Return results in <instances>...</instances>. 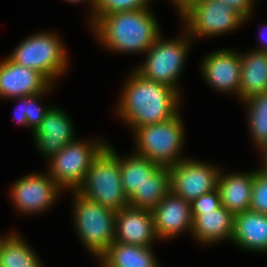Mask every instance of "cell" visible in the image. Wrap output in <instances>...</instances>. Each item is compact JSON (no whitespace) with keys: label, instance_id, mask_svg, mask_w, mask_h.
Wrapping results in <instances>:
<instances>
[{"label":"cell","instance_id":"cell-32","mask_svg":"<svg viewBox=\"0 0 267 267\" xmlns=\"http://www.w3.org/2000/svg\"><path fill=\"white\" fill-rule=\"evenodd\" d=\"M260 34H261V38L263 39L262 41L265 42V45H263L262 48L261 47H259V49L257 48V50H255V51L267 53V39H264L262 32Z\"/></svg>","mask_w":267,"mask_h":267},{"label":"cell","instance_id":"cell-22","mask_svg":"<svg viewBox=\"0 0 267 267\" xmlns=\"http://www.w3.org/2000/svg\"><path fill=\"white\" fill-rule=\"evenodd\" d=\"M170 191L169 167L159 166L128 199L129 206L152 211Z\"/></svg>","mask_w":267,"mask_h":267},{"label":"cell","instance_id":"cell-4","mask_svg":"<svg viewBox=\"0 0 267 267\" xmlns=\"http://www.w3.org/2000/svg\"><path fill=\"white\" fill-rule=\"evenodd\" d=\"M75 194V227L82 243L98 260L115 241L116 211L92 201L78 191Z\"/></svg>","mask_w":267,"mask_h":267},{"label":"cell","instance_id":"cell-8","mask_svg":"<svg viewBox=\"0 0 267 267\" xmlns=\"http://www.w3.org/2000/svg\"><path fill=\"white\" fill-rule=\"evenodd\" d=\"M163 40L159 36L145 52L146 60L135 69L141 76L154 82L162 83L180 92L176 81L182 72L188 54L190 38Z\"/></svg>","mask_w":267,"mask_h":267},{"label":"cell","instance_id":"cell-28","mask_svg":"<svg viewBox=\"0 0 267 267\" xmlns=\"http://www.w3.org/2000/svg\"><path fill=\"white\" fill-rule=\"evenodd\" d=\"M52 87H49L45 92L38 94H30L22 96L20 99L23 102H26V117L27 124L29 127L32 126L33 132L40 125L45 115L49 111L51 107H41V104L37 103V98L40 99L43 94H45L48 90L50 91Z\"/></svg>","mask_w":267,"mask_h":267},{"label":"cell","instance_id":"cell-6","mask_svg":"<svg viewBox=\"0 0 267 267\" xmlns=\"http://www.w3.org/2000/svg\"><path fill=\"white\" fill-rule=\"evenodd\" d=\"M66 53L57 35L41 32L23 40L8 58L16 64L42 73L52 83L66 71Z\"/></svg>","mask_w":267,"mask_h":267},{"label":"cell","instance_id":"cell-34","mask_svg":"<svg viewBox=\"0 0 267 267\" xmlns=\"http://www.w3.org/2000/svg\"><path fill=\"white\" fill-rule=\"evenodd\" d=\"M192 1H195V0H181V10L184 9Z\"/></svg>","mask_w":267,"mask_h":267},{"label":"cell","instance_id":"cell-2","mask_svg":"<svg viewBox=\"0 0 267 267\" xmlns=\"http://www.w3.org/2000/svg\"><path fill=\"white\" fill-rule=\"evenodd\" d=\"M92 29L101 44L121 53L146 52L161 35L149 8L104 15Z\"/></svg>","mask_w":267,"mask_h":267},{"label":"cell","instance_id":"cell-16","mask_svg":"<svg viewBox=\"0 0 267 267\" xmlns=\"http://www.w3.org/2000/svg\"><path fill=\"white\" fill-rule=\"evenodd\" d=\"M73 130L69 116L59 108L51 107L33 135L41 153L50 160L64 146L75 140Z\"/></svg>","mask_w":267,"mask_h":267},{"label":"cell","instance_id":"cell-12","mask_svg":"<svg viewBox=\"0 0 267 267\" xmlns=\"http://www.w3.org/2000/svg\"><path fill=\"white\" fill-rule=\"evenodd\" d=\"M240 53L226 49L206 55L202 62L204 79L220 92H236L240 97L241 57Z\"/></svg>","mask_w":267,"mask_h":267},{"label":"cell","instance_id":"cell-25","mask_svg":"<svg viewBox=\"0 0 267 267\" xmlns=\"http://www.w3.org/2000/svg\"><path fill=\"white\" fill-rule=\"evenodd\" d=\"M248 106V125L255 144L263 154L267 151V92L244 101Z\"/></svg>","mask_w":267,"mask_h":267},{"label":"cell","instance_id":"cell-21","mask_svg":"<svg viewBox=\"0 0 267 267\" xmlns=\"http://www.w3.org/2000/svg\"><path fill=\"white\" fill-rule=\"evenodd\" d=\"M152 247L113 242L99 259L102 267H160Z\"/></svg>","mask_w":267,"mask_h":267},{"label":"cell","instance_id":"cell-11","mask_svg":"<svg viewBox=\"0 0 267 267\" xmlns=\"http://www.w3.org/2000/svg\"><path fill=\"white\" fill-rule=\"evenodd\" d=\"M62 189L49 174H29L19 178L11 188V198L17 210L40 213L56 201Z\"/></svg>","mask_w":267,"mask_h":267},{"label":"cell","instance_id":"cell-20","mask_svg":"<svg viewBox=\"0 0 267 267\" xmlns=\"http://www.w3.org/2000/svg\"><path fill=\"white\" fill-rule=\"evenodd\" d=\"M240 98L245 101L252 96L267 92V53L253 50L241 54Z\"/></svg>","mask_w":267,"mask_h":267},{"label":"cell","instance_id":"cell-9","mask_svg":"<svg viewBox=\"0 0 267 267\" xmlns=\"http://www.w3.org/2000/svg\"><path fill=\"white\" fill-rule=\"evenodd\" d=\"M179 13L187 25L186 35L199 38L221 35L244 23L241 15L218 0H195Z\"/></svg>","mask_w":267,"mask_h":267},{"label":"cell","instance_id":"cell-3","mask_svg":"<svg viewBox=\"0 0 267 267\" xmlns=\"http://www.w3.org/2000/svg\"><path fill=\"white\" fill-rule=\"evenodd\" d=\"M77 191L115 211L129 205L122 188L120 156L110 145L107 144L95 157L82 186Z\"/></svg>","mask_w":267,"mask_h":267},{"label":"cell","instance_id":"cell-27","mask_svg":"<svg viewBox=\"0 0 267 267\" xmlns=\"http://www.w3.org/2000/svg\"><path fill=\"white\" fill-rule=\"evenodd\" d=\"M250 210L267 214V169L263 166L254 172Z\"/></svg>","mask_w":267,"mask_h":267},{"label":"cell","instance_id":"cell-36","mask_svg":"<svg viewBox=\"0 0 267 267\" xmlns=\"http://www.w3.org/2000/svg\"><path fill=\"white\" fill-rule=\"evenodd\" d=\"M177 9H179L181 11V0H173Z\"/></svg>","mask_w":267,"mask_h":267},{"label":"cell","instance_id":"cell-17","mask_svg":"<svg viewBox=\"0 0 267 267\" xmlns=\"http://www.w3.org/2000/svg\"><path fill=\"white\" fill-rule=\"evenodd\" d=\"M192 235L199 243L212 244L232 240L234 215L224 206L208 211H192Z\"/></svg>","mask_w":267,"mask_h":267},{"label":"cell","instance_id":"cell-31","mask_svg":"<svg viewBox=\"0 0 267 267\" xmlns=\"http://www.w3.org/2000/svg\"><path fill=\"white\" fill-rule=\"evenodd\" d=\"M15 100H19V105L16 106L14 110L15 117L14 119L18 122V124H23L24 126H28L27 117H26V102H23L20 98H15Z\"/></svg>","mask_w":267,"mask_h":267},{"label":"cell","instance_id":"cell-23","mask_svg":"<svg viewBox=\"0 0 267 267\" xmlns=\"http://www.w3.org/2000/svg\"><path fill=\"white\" fill-rule=\"evenodd\" d=\"M25 241L16 234L0 237V267H43Z\"/></svg>","mask_w":267,"mask_h":267},{"label":"cell","instance_id":"cell-35","mask_svg":"<svg viewBox=\"0 0 267 267\" xmlns=\"http://www.w3.org/2000/svg\"><path fill=\"white\" fill-rule=\"evenodd\" d=\"M263 163H264V168L267 169V151H265L263 154Z\"/></svg>","mask_w":267,"mask_h":267},{"label":"cell","instance_id":"cell-33","mask_svg":"<svg viewBox=\"0 0 267 267\" xmlns=\"http://www.w3.org/2000/svg\"><path fill=\"white\" fill-rule=\"evenodd\" d=\"M67 2H73V3H80L83 1H88L89 4H91L90 6L92 7L93 11H94V6H95V0H66Z\"/></svg>","mask_w":267,"mask_h":267},{"label":"cell","instance_id":"cell-19","mask_svg":"<svg viewBox=\"0 0 267 267\" xmlns=\"http://www.w3.org/2000/svg\"><path fill=\"white\" fill-rule=\"evenodd\" d=\"M254 172L218 175L217 188L221 196V205L234 216L249 210L251 203Z\"/></svg>","mask_w":267,"mask_h":267},{"label":"cell","instance_id":"cell-1","mask_svg":"<svg viewBox=\"0 0 267 267\" xmlns=\"http://www.w3.org/2000/svg\"><path fill=\"white\" fill-rule=\"evenodd\" d=\"M122 91L117 114L133 129L165 122L179 113V92L144 78L136 70Z\"/></svg>","mask_w":267,"mask_h":267},{"label":"cell","instance_id":"cell-14","mask_svg":"<svg viewBox=\"0 0 267 267\" xmlns=\"http://www.w3.org/2000/svg\"><path fill=\"white\" fill-rule=\"evenodd\" d=\"M157 238L151 210L126 206L116 211L115 242L151 247Z\"/></svg>","mask_w":267,"mask_h":267},{"label":"cell","instance_id":"cell-26","mask_svg":"<svg viewBox=\"0 0 267 267\" xmlns=\"http://www.w3.org/2000/svg\"><path fill=\"white\" fill-rule=\"evenodd\" d=\"M149 0H95L93 16L90 19L93 26L102 16L123 12L149 8Z\"/></svg>","mask_w":267,"mask_h":267},{"label":"cell","instance_id":"cell-29","mask_svg":"<svg viewBox=\"0 0 267 267\" xmlns=\"http://www.w3.org/2000/svg\"><path fill=\"white\" fill-rule=\"evenodd\" d=\"M221 206V196L218 188L201 195L191 202L192 211H208L212 209H217Z\"/></svg>","mask_w":267,"mask_h":267},{"label":"cell","instance_id":"cell-15","mask_svg":"<svg viewBox=\"0 0 267 267\" xmlns=\"http://www.w3.org/2000/svg\"><path fill=\"white\" fill-rule=\"evenodd\" d=\"M152 214L158 239L172 238L184 230L192 232L191 203L172 191L157 204Z\"/></svg>","mask_w":267,"mask_h":267},{"label":"cell","instance_id":"cell-10","mask_svg":"<svg viewBox=\"0 0 267 267\" xmlns=\"http://www.w3.org/2000/svg\"><path fill=\"white\" fill-rule=\"evenodd\" d=\"M169 170L171 191L189 203L217 188L218 167L183 158Z\"/></svg>","mask_w":267,"mask_h":267},{"label":"cell","instance_id":"cell-7","mask_svg":"<svg viewBox=\"0 0 267 267\" xmlns=\"http://www.w3.org/2000/svg\"><path fill=\"white\" fill-rule=\"evenodd\" d=\"M108 143H86L74 140L64 146L49 161V176L61 189L77 191L83 184L95 157Z\"/></svg>","mask_w":267,"mask_h":267},{"label":"cell","instance_id":"cell-30","mask_svg":"<svg viewBox=\"0 0 267 267\" xmlns=\"http://www.w3.org/2000/svg\"><path fill=\"white\" fill-rule=\"evenodd\" d=\"M219 2H223L234 11H236L239 15L244 18V21L248 19L252 12V4L255 0H218Z\"/></svg>","mask_w":267,"mask_h":267},{"label":"cell","instance_id":"cell-5","mask_svg":"<svg viewBox=\"0 0 267 267\" xmlns=\"http://www.w3.org/2000/svg\"><path fill=\"white\" fill-rule=\"evenodd\" d=\"M178 113L173 118L156 124L134 129L137 155L145 157L159 166L170 167L181 162L180 150L184 143V127Z\"/></svg>","mask_w":267,"mask_h":267},{"label":"cell","instance_id":"cell-24","mask_svg":"<svg viewBox=\"0 0 267 267\" xmlns=\"http://www.w3.org/2000/svg\"><path fill=\"white\" fill-rule=\"evenodd\" d=\"M158 164L137 154L120 158L122 188L129 199L139 190L157 168Z\"/></svg>","mask_w":267,"mask_h":267},{"label":"cell","instance_id":"cell-18","mask_svg":"<svg viewBox=\"0 0 267 267\" xmlns=\"http://www.w3.org/2000/svg\"><path fill=\"white\" fill-rule=\"evenodd\" d=\"M231 242L249 251L267 253V214L250 209L236 214Z\"/></svg>","mask_w":267,"mask_h":267},{"label":"cell","instance_id":"cell-13","mask_svg":"<svg viewBox=\"0 0 267 267\" xmlns=\"http://www.w3.org/2000/svg\"><path fill=\"white\" fill-rule=\"evenodd\" d=\"M51 82L40 72L16 64L9 58L0 62V97L21 98L45 92Z\"/></svg>","mask_w":267,"mask_h":267}]
</instances>
